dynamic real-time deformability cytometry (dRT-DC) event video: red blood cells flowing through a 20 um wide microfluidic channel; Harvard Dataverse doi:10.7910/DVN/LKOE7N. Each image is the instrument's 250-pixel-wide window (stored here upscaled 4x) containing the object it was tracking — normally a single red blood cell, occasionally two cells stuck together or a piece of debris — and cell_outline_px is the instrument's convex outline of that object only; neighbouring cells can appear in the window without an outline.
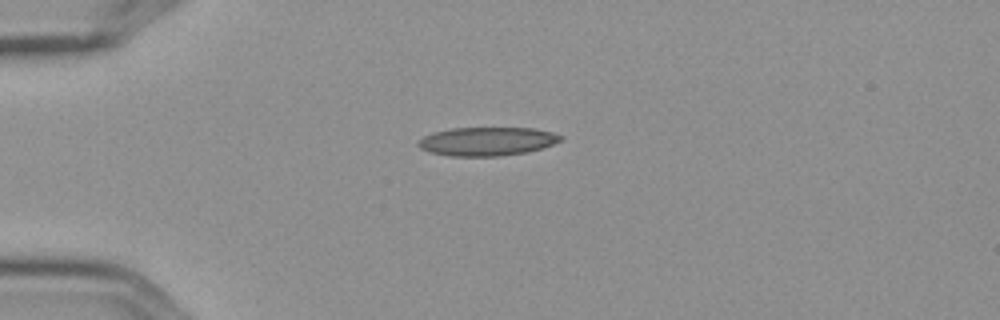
{"species": "Egyptian fruit bat (a non-hibernating species)", "species_latin": "Rousettus aegyptiacus", "temperature_condition": "cold", "stored_images_in_passage": 2, "camera_frame_rate_fps": 3000, "um_per_image_px": 0.085, "frame": {"image": 1, "passage_image": 1, "time_ms": 0.0, "image_size_px": [1000, 320], "cell_outline_px": [[564, 140], [544, 148], [528, 152], [496, 156], [448, 156], [428, 152], [420, 148], [416, 144], [416, 140], [432, 132], [452, 128], [532, 128], [552, 132], [564, 136]], "centroid_in_image_um": [41.39, 12.02], "position_along_channel_um": 43.6, "area_um2": 24.1}}